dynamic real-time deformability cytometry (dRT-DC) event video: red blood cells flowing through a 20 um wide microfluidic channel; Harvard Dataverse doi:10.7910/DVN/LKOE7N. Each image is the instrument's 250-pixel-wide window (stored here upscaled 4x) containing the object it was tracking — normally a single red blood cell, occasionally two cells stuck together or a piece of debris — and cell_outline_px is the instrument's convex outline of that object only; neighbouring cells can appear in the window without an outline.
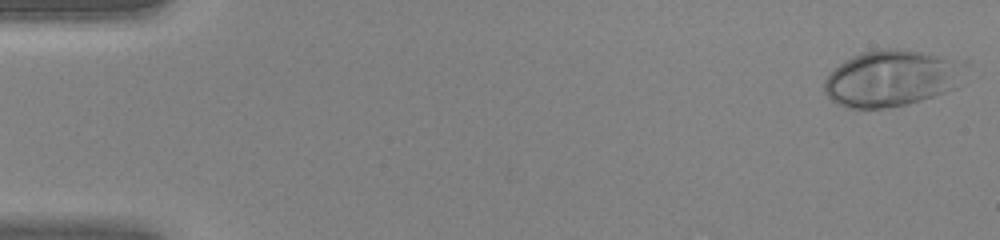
{"species": "human", "species_latin": "Homo sapiens", "temperature_condition": "warm", "stored_images_in_passage": 44, "camera_frame_rate_fps": 3000, "um_per_image_px": 0.085, "donor": {"sex": "female"}, "frame": {"image": 1, "passage_image": 1, "time_ms": 0.0, "image_size_px": [1000, 240], "cell_outline_px": [[960, 84], [956, 88], [908, 104], [884, 108], [848, 108], [836, 104], [824, 92], [824, 80], [832, 68], [852, 56], [860, 52], [884, 48], [896, 48], [920, 52], [952, 60]], "centroid_in_image_um": [75.57, 6.68], "position_along_channel_um": 9.4, "area_um2": 44.97}}
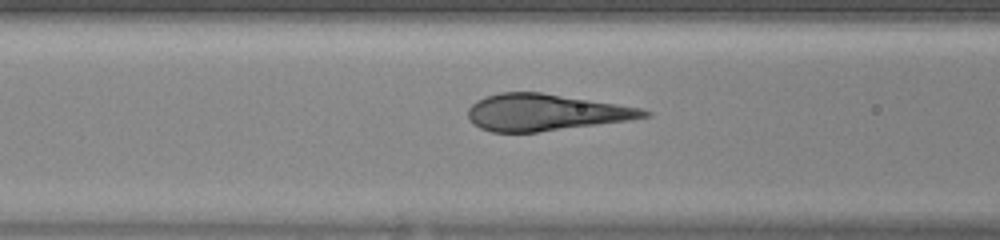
{"frame": {"image": 2, "passage_image": 18, "time_ms": 5.667, "image_size_px": [1000, 240], "cell_outline_px": [[652, 116], [628, 120], [536, 132], [492, 132], [480, 128], [472, 124], [468, 116], [468, 108], [476, 100], [484, 96], [500, 92], [540, 92], [644, 108], [652, 112]], "centroid_in_image_um": [46.35, 9.54], "position_along_channel_um": 120.3, "area_um2": 37.57}}
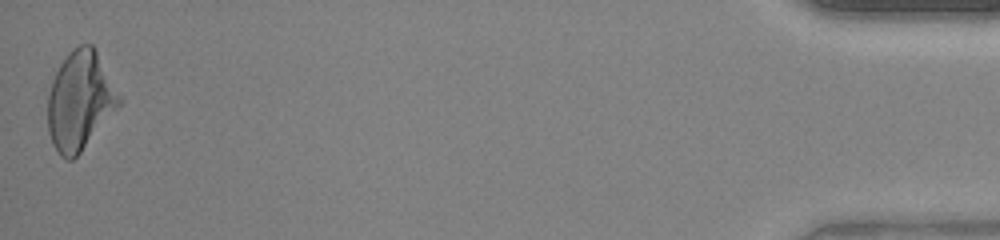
{"frame": {"image": 3, "passage_image": 44, "time_ms": 14.333, "image_size_px": [1000, 240], "cell_outline_px": [[124, 100], [80, 152], [72, 160], [64, 160], [60, 156], [52, 144], [48, 132], [48, 96], [52, 80], [60, 64], [68, 52], [72, 48], [80, 44], [92, 44]], "centroid_in_image_um": [6.79, 8.55], "position_along_channel_um": 428.4, "area_um2": 40.92}}